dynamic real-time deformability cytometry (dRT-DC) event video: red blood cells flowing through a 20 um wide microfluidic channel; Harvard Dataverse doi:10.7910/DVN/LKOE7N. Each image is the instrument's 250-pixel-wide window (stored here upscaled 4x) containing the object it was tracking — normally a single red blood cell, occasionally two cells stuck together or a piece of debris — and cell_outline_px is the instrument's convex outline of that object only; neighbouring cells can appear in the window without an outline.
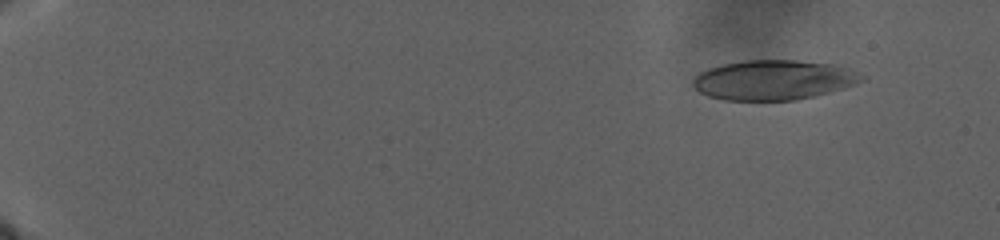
{"species": "human", "species_latin": "Homo sapiens", "temperature_condition": "warm", "stored_images_in_passage": 81, "camera_frame_rate_fps": 3000, "um_per_image_px": 0.085, "donor": {"sex": "male"}, "frame": {"image": 1, "passage_image": 9, "time_ms": 4.667, "image_size_px": [1000, 240], "cell_outline_px": [[868, 76], [864, 80], [856, 84], [828, 92], [796, 100], [724, 100], [708, 96], [700, 92], [692, 84], [692, 80], [700, 72], [708, 68], [724, 64], [744, 60], [796, 60], [832, 64], [848, 68], [860, 72]], "centroid_in_image_um": [65.78, 6.79], "position_along_channel_um": 19.2, "area_um2": 39.19}}
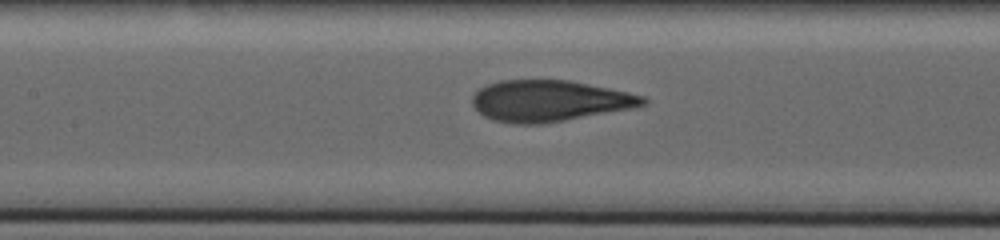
{"frame": {"image": 2, "passage_image": 49, "time_ms": 23.667, "image_size_px": [1000, 240], "cell_outline_px": [[648, 104], [632, 108], [544, 124], [516, 124], [492, 120], [484, 116], [472, 104], [472, 96], [480, 88], [488, 84], [500, 80], [568, 80], [628, 92], [644, 96], [648, 100]], "centroid_in_image_um": [46.7, 8.58], "position_along_channel_um": 160.7, "area_um2": 40.92}}
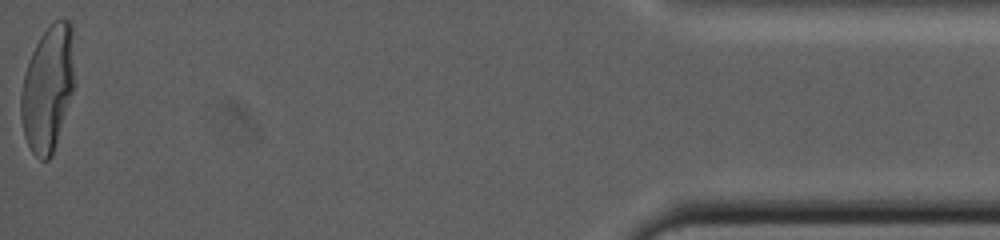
{"frame": {"image": 3, "passage_image": 81, "time_ms": 44.0, "image_size_px": [1000, 240], "cell_outline_px": [[76, 84], [52, 156], [48, 160], [40, 160], [32, 152], [24, 136], [20, 116], [20, 96], [24, 72], [28, 60], [40, 36], [56, 20], [68, 20], [72, 24]], "centroid_in_image_um": [4.08, 7.52], "position_along_channel_um": 431.1, "area_um2": 39.94}}